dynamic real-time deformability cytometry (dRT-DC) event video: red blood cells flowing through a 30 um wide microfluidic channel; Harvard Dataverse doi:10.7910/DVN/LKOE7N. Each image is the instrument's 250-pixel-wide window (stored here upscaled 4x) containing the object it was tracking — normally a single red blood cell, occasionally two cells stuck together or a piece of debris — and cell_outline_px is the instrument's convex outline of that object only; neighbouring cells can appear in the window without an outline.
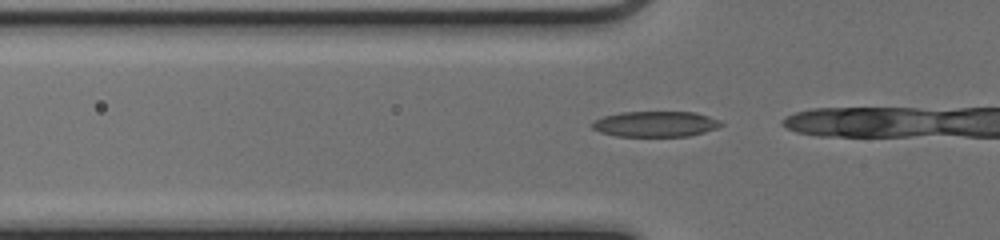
{"species": "common noctule bat (a hibernating species)", "species_latin": "Nyctalus noctula", "temperature_condition": "cold", "stored_images_in_passage": 5, "camera_frame_rate_fps": 3000, "um_per_image_px": 0.085, "animal": {"sex": "female", "body_mass_g": 17.0, "forearm_length_mm": 48.0}, "frame": {"image": 1, "passage_image": 2, "time_ms": 0.333, "image_size_px": [1000, 240], "cell_outline_px": [[724, 124], [716, 128], [704, 132], [688, 136], [616, 136], [600, 132], [592, 128], [592, 120], [604, 116], [620, 112], [696, 112], [720, 120]], "centroid_in_image_um": [55.7, 10.54], "position_along_channel_um": 70.1, "area_um2": 19.25}}